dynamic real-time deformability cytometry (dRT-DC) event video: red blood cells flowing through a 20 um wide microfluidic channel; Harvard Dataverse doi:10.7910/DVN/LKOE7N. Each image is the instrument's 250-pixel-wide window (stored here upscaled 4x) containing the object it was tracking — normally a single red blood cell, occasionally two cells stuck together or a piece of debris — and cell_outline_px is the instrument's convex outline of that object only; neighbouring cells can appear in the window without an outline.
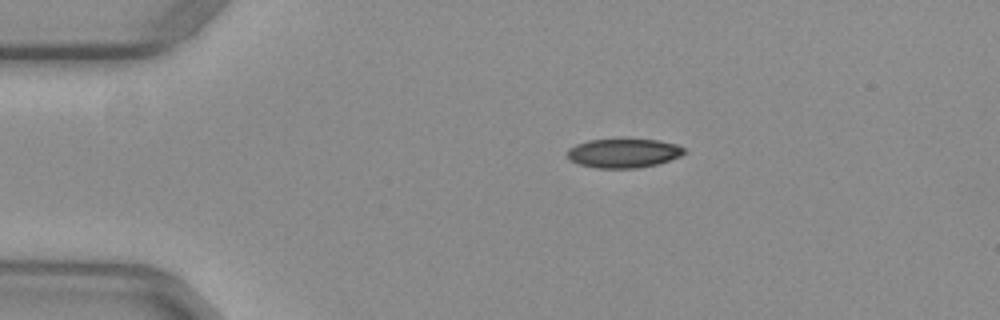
{"species": "common noctule bat (a hibernating species)", "species_latin": "Nyctalus noctula", "temperature_condition": "warm", "stored_images_in_passage": 43, "camera_frame_rate_fps": 3000, "um_per_image_px": 0.085, "animal": {"sex": "female", "body_mass_g": 29.2, "forearm_length_mm": 56.3}, "frame": {"image": 1, "passage_image": 1, "time_ms": 0.0, "image_size_px": [1000, 320], "cell_outline_px": [[688, 152], [680, 156], [656, 164], [636, 168], [596, 168], [580, 164], [572, 160], [568, 156], [568, 148], [576, 144], [588, 140], [620, 136], [624, 136], [656, 140], [676, 144], [688, 148]], "centroid_in_image_um": [53.03, 12.96], "position_along_channel_um": 32.0, "area_um2": 20.63}}
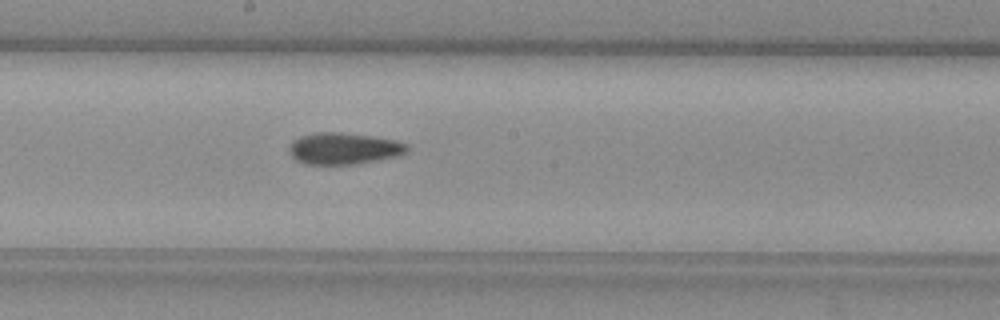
{"frame": {"image": 2, "passage_image": 19, "time_ms": 6.0, "image_size_px": [1000, 320], "cell_outline_px": [[408, 152], [396, 156], [352, 164], [308, 164], [296, 160], [288, 152], [288, 148], [292, 140], [300, 136], [316, 132], [340, 132], [372, 136], [396, 140], [408, 144]], "centroid_in_image_um": [29.19, 12.61], "position_along_channel_um": 219.0, "area_um2": 21.68}}
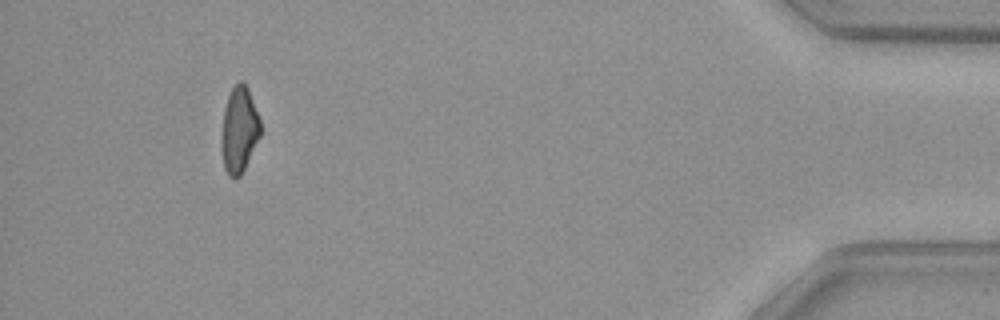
{"frame": {"image": 3, "passage_image": 39, "time_ms": 12.667, "image_size_px": [1000, 320], "cell_outline_px": [[260, 136], [240, 176], [228, 176], [224, 168], [224, 108], [228, 96], [232, 88], [240, 80], [244, 80], [248, 88], [260, 120]], "centroid_in_image_um": [20.37, 10.97], "position_along_channel_um": 414.8, "area_um2": 18.55}, "authors_computed_cell_mechanics": {"area_um2": 20.9236, "velocity_mm_per_s": 3.9727, "shape_relaxation_time_tau1_ms": 9.3304, "shape_relaxation_time_tau2_ms": null, "deformation_change_tau1": 0.1953, "deformation_change_tau2": null}}